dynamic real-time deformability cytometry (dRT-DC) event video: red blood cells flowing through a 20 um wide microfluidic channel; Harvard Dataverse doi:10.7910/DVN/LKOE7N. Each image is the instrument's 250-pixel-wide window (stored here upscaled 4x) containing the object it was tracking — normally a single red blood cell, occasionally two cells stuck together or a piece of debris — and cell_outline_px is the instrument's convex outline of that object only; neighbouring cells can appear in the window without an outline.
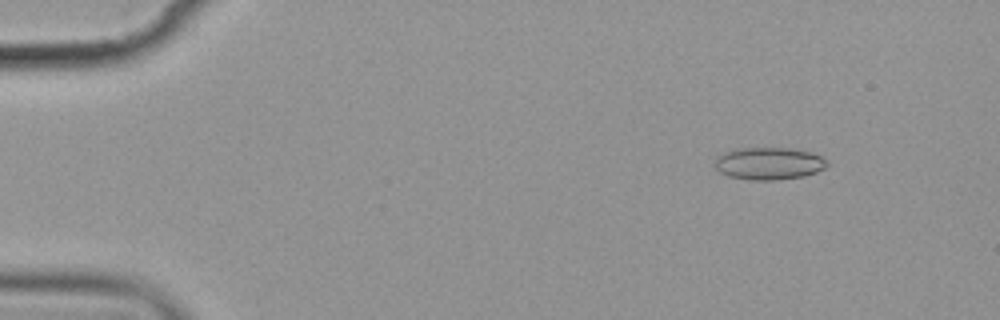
{"species": "common noctule bat (a hibernating species)", "species_latin": "Nyctalus noctula", "temperature_condition": "cold", "stored_images_in_passage": 5, "camera_frame_rate_fps": 3000, "um_per_image_px": 0.085, "animal": {"sex": "female", "body_mass_g": 19.9}, "frame": {"image": 1, "passage_image": 2, "time_ms": 1.0, "image_size_px": [1000, 320], "cell_outline_px": [[828, 164], [824, 168], [816, 172], [804, 176], [776, 180], [748, 180], [728, 176], [720, 172], [716, 168], [716, 156], [724, 152], [736, 148], [796, 148], [812, 152], [828, 160]], "centroid_in_image_um": [65.37, 13.89], "position_along_channel_um": 19.6, "area_um2": 21.39}}